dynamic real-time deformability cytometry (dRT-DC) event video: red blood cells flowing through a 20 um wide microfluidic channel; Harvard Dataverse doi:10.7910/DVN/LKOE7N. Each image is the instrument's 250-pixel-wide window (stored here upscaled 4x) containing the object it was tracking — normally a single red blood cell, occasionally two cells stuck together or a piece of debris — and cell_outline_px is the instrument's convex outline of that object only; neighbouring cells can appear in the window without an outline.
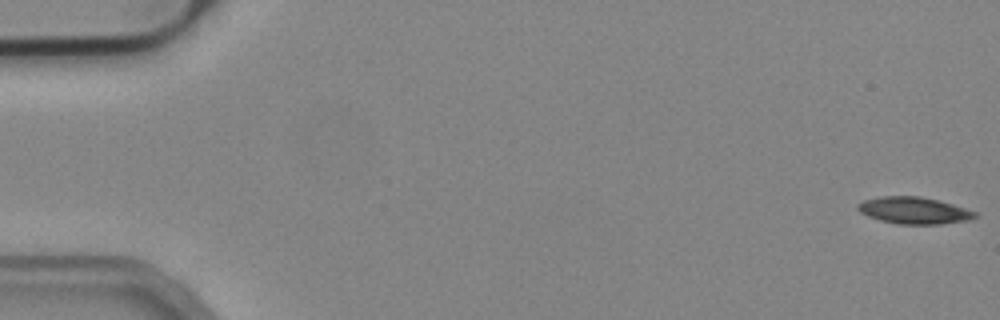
{"species": "common noctule bat (a hibernating species)", "species_latin": "Nyctalus noctula", "temperature_condition": "cold", "stored_images_in_passage": 14, "camera_frame_rate_fps": 3000, "um_per_image_px": 0.085, "animal": {"sex": "male", "body_mass_g": 19.2, "forearm_length_mm": 51.8}, "frame": {"image": 1, "passage_image": 1, "time_ms": 0.0, "image_size_px": [1000, 320], "cell_outline_px": [[980, 216], [968, 220], [940, 224], [896, 224], [880, 220], [868, 216], [860, 212], [856, 208], [856, 204], [864, 200], [880, 196], [920, 196], [952, 204], [976, 212]], "centroid_in_image_um": [77.66, 17.89], "position_along_channel_um": 7.3, "area_um2": 18.32}}
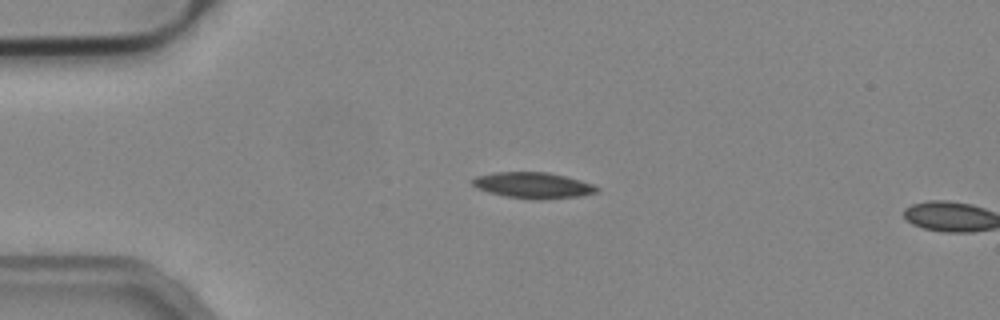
{"frame": {"image": 2, "passage_image": 13, "time_ms": 4.0, "image_size_px": [1000, 320], "cell_outline_px": [[600, 192], [580, 196], [536, 200], [504, 196], [488, 192], [476, 188], [472, 184], [472, 180], [476, 176], [496, 172], [548, 172], [580, 180], [592, 184], [600, 188]], "centroid_in_image_um": [45.32, 15.76], "position_along_channel_um": 39.7, "area_um2": 18.9}}